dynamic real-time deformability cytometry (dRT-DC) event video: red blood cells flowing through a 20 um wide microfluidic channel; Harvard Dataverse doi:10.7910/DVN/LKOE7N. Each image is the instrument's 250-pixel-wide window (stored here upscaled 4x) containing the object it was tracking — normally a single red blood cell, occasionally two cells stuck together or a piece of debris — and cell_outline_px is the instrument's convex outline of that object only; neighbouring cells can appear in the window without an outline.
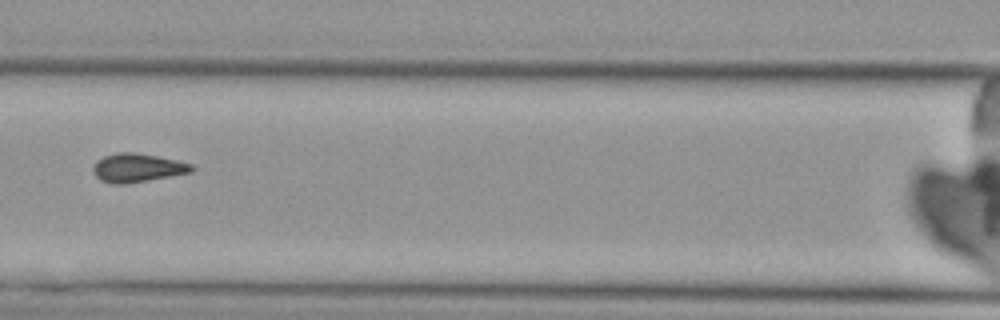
{"species": "Egyptian fruit bat (a non-hibernating species)", "species_latin": "Rousettus aegyptiacus", "temperature_condition": "cold", "stored_images_in_passage": 10, "camera_frame_rate_fps": 3000, "um_per_image_px": 0.085, "animal": {"sex": "female"}, "frame": {"image": 1, "passage_image": 7, "time_ms": 8.0, "image_size_px": [1000, 320], "cell_outline_px": [[196, 168], [192, 172], [172, 176], [124, 184], [112, 184], [100, 180], [92, 172], [92, 164], [96, 160], [104, 156], [116, 152], [136, 152], [176, 160], [192, 164]], "centroid_in_image_um": [11.65, 14.26], "position_along_channel_um": 155.0, "area_um2": 16.65}}
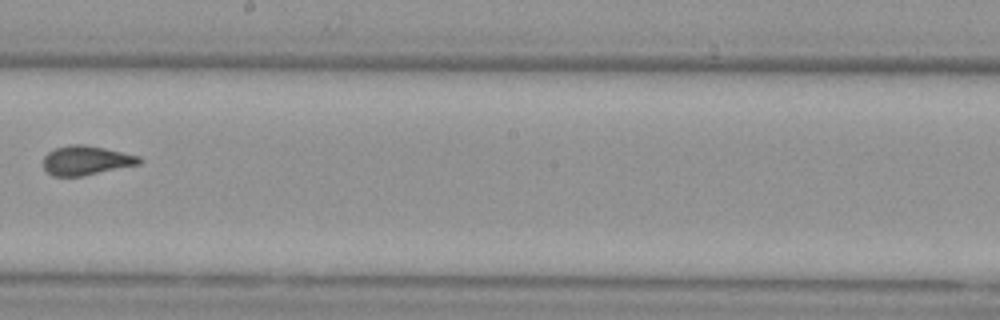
{"frame": {"image": 2, "passage_image": 9, "time_ms": 10.333, "image_size_px": [1000, 320], "cell_outline_px": [[144, 160], [140, 164], [84, 176], [52, 176], [44, 168], [44, 156], [48, 152], [56, 148], [72, 144], [84, 144], [104, 148], [140, 156]], "centroid_in_image_um": [7.35, 13.64], "position_along_channel_um": 240.9, "area_um2": 16.42}}
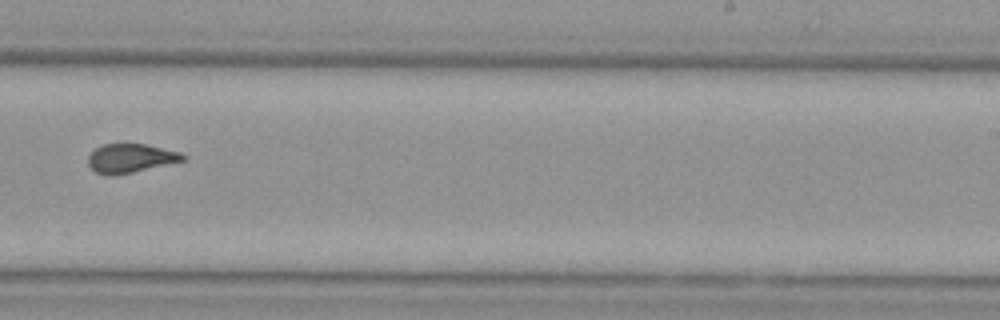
{"frame": {"image": 3, "passage_image": 10, "time_ms": 11.333, "image_size_px": [1000, 320], "cell_outline_px": [[188, 156], [184, 160], [132, 172], [112, 176], [108, 176], [96, 172], [88, 164], [88, 156], [96, 148], [104, 144], [144, 144], [180, 152]], "centroid_in_image_um": [11.08, 13.45], "position_along_channel_um": 277.9, "area_um2": 15.72}}